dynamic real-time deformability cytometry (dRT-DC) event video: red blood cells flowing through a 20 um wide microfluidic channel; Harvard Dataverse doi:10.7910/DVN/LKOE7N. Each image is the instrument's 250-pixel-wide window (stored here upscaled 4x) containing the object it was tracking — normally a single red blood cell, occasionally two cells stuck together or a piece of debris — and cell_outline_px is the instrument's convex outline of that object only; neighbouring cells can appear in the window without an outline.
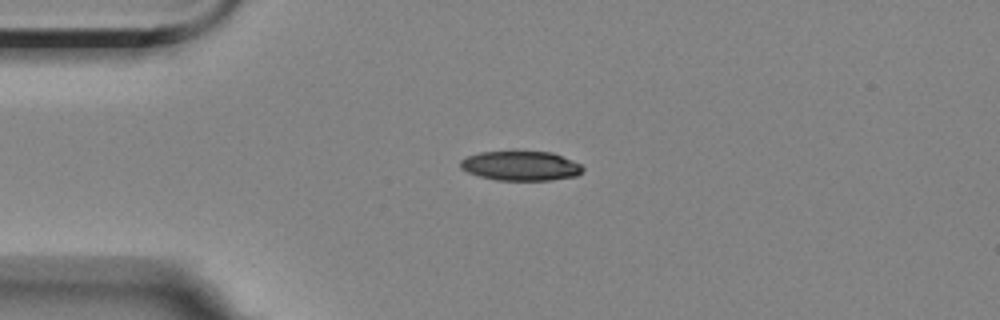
{"species": "Egyptian fruit bat (a non-hibernating species)", "species_latin": "Rousettus aegyptiacus", "temperature_condition": "room temperature", "stored_images_in_passage": 3, "camera_frame_rate_fps": 3000, "um_per_image_px": 0.085, "animal": {"sex": "female"}, "frame": {"image": 1, "passage_image": 1, "time_ms": 0.0, "image_size_px": [1000, 320], "cell_outline_px": [[584, 168], [576, 176], [552, 180], [496, 180], [480, 176], [468, 172], [460, 168], [460, 160], [468, 156], [480, 152], [512, 148], [552, 152], [580, 164]], "centroid_in_image_um": [44.22, 14.04], "position_along_channel_um": 40.8, "area_um2": 21.85}}
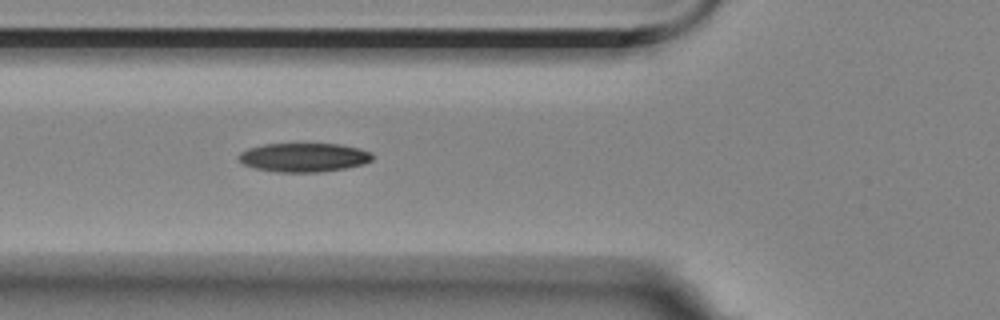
{"frame": {"image": 2, "passage_image": 3, "time_ms": 2.333, "image_size_px": [1000, 320], "cell_outline_px": [[372, 160], [364, 164], [344, 168], [320, 172], [276, 172], [256, 168], [244, 164], [236, 156], [240, 152], [248, 148], [264, 144], [340, 144], [360, 148], [372, 152]], "centroid_in_image_um": [25.83, 13.37], "position_along_channel_um": 100.0, "area_um2": 22.54}}